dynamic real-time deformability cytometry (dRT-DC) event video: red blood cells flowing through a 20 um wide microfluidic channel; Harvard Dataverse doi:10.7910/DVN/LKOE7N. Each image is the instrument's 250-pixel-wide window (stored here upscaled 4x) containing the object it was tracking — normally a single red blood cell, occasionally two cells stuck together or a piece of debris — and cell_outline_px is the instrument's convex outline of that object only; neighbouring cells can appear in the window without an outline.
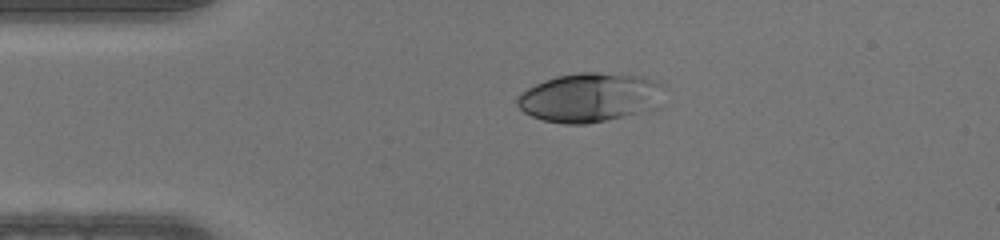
{"species": "human", "species_latin": "Homo sapiens", "temperature_condition": "warm", "stored_images_in_passage": 38, "camera_frame_rate_fps": 3000, "um_per_image_px": 0.085, "donor": {"sex": "male"}, "frame": {"image": 1, "passage_image": 1, "time_ms": 0.0, "image_size_px": [1000, 240], "cell_outline_px": [[668, 88], [660, 108], [604, 120], [584, 124], [564, 124], [544, 120], [532, 116], [524, 112], [516, 104], [516, 100], [520, 92], [544, 80], [556, 76], [580, 72], [596, 72], [644, 76], [660, 80]], "centroid_in_image_um": [50.25, 8.26], "position_along_channel_um": 34.7, "area_um2": 42.89}}
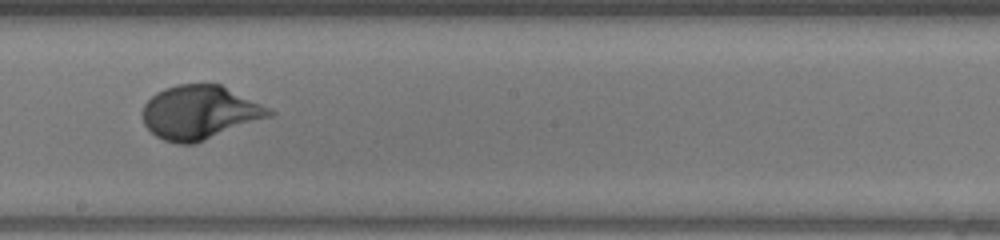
{"frame": {"image": 2, "passage_image": 17, "time_ms": 5.333, "image_size_px": [1000, 240], "cell_outline_px": [[276, 112], [272, 116], [196, 144], [176, 144], [164, 140], [156, 136], [144, 124], [144, 104], [156, 92], [164, 88], [176, 84], [220, 84]], "centroid_in_image_um": [16.97, 9.57], "position_along_channel_um": 231.2, "area_um2": 39.54}}
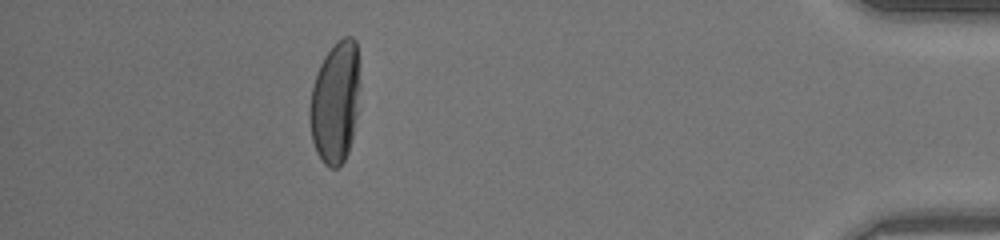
{"frame": {"image": 3, "passage_image": 33, "time_ms": 10.667, "image_size_px": [1000, 240], "cell_outline_px": [[360, 88], [356, 116], [352, 140], [348, 152], [344, 160], [336, 168], [328, 168], [320, 160], [316, 152], [312, 140], [308, 120], [308, 108], [312, 88], [320, 64], [324, 56], [336, 40], [344, 36], [352, 36], [356, 40], [360, 84]], "centroid_in_image_um": [28.49, 8.69], "position_along_channel_um": 406.7, "area_um2": 36.24}}